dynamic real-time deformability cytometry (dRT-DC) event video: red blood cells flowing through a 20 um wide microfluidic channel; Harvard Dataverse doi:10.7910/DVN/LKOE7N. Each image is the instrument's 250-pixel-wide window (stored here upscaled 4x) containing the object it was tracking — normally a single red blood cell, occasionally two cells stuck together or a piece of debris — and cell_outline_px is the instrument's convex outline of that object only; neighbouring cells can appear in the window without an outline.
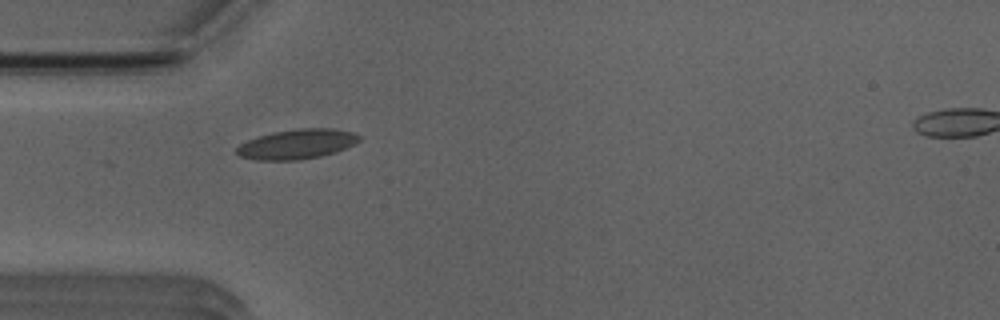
{"species": "Egyptian fruit bat (a non-hibernating species)", "species_latin": "Rousettus aegyptiacus", "temperature_condition": "room temperature", "stored_images_in_passage": 26, "camera_frame_rate_fps": 3000, "um_per_image_px": 0.085, "animal": {"sex": "male"}, "frame": {"image": 1, "passage_image": 1, "time_ms": 0.0, "image_size_px": [1000, 320], "cell_outline_px": [[360, 140], [344, 148], [320, 156], [300, 160], [256, 160], [240, 156], [236, 152], [236, 148], [240, 144], [248, 140], [272, 132], [300, 128], [332, 128], [356, 132], [360, 136]], "centroid_in_image_um": [25.24, 12.24], "position_along_channel_um": 59.8, "area_um2": 21.1}}
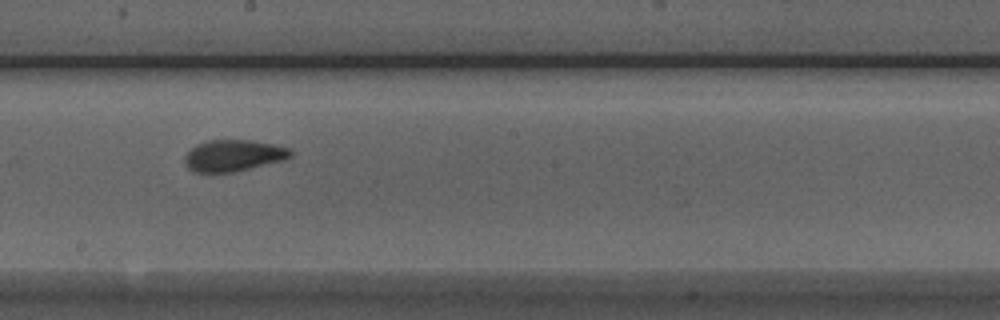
{"frame": {"image": 2, "passage_image": 14, "time_ms": 4.333, "image_size_px": [1000, 320], "cell_outline_px": [[292, 156], [284, 160], [232, 172], [192, 172], [184, 164], [184, 156], [196, 144], [208, 140], [252, 140], [272, 144], [288, 148], [292, 152]], "centroid_in_image_um": [19.8, 13.22], "position_along_channel_um": 228.4, "area_um2": 19.36}}
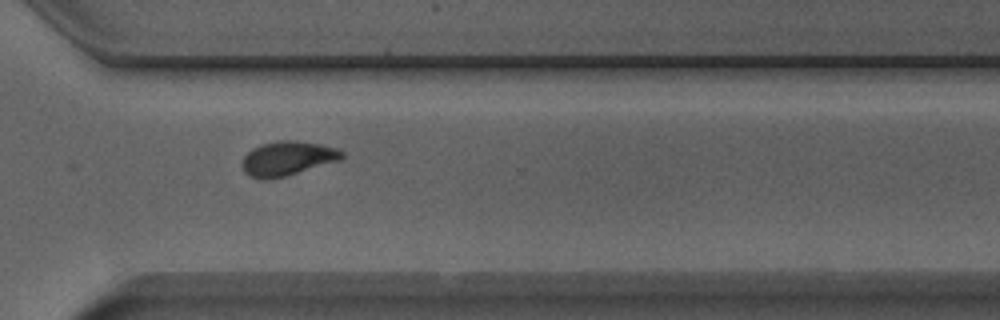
{"frame": {"image": 3, "passage_image": 23, "time_ms": 7.333, "image_size_px": [1000, 320], "cell_outline_px": [[344, 156], [340, 160], [284, 176], [268, 180], [260, 180], [248, 176], [244, 172], [244, 156], [252, 148], [276, 140], [292, 140], [320, 144], [336, 148], [344, 152]], "centroid_in_image_um": [24.43, 13.47], "position_along_channel_um": 346.2, "area_um2": 19.77}, "authors_computed_cell_mechanics": {"area_um2": 19.652, "velocity_mm_per_s": 3.9307, "shape_relaxation_time_tau1_ms": 5.5806, "shape_relaxation_time_tau2_ms": 1.0955, "deformation_change_tau1": 0.1489, "deformation_change_tau2": 0.0749}}